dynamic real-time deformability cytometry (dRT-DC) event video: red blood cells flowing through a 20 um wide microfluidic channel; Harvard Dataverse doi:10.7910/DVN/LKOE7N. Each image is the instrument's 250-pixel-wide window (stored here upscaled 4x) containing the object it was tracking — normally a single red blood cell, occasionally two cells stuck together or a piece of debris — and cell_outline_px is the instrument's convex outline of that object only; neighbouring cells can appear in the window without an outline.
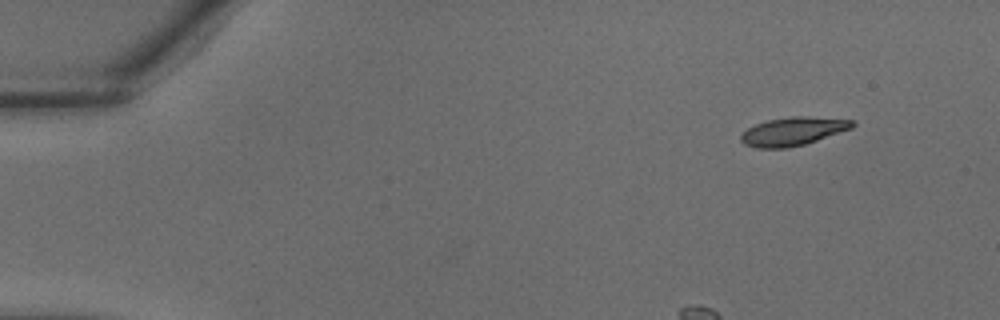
{"species": "common noctule bat (a hibernating species)", "species_latin": "Nyctalus noctula", "temperature_condition": "warm", "stored_images_in_passage": 34, "camera_frame_rate_fps": 3000, "um_per_image_px": 0.085, "animal": {"sex": "male", "body_mass_g": 18.8}, "frame": {"image": 1, "passage_image": 1, "time_ms": 0.0, "image_size_px": [1000, 320], "cell_outline_px": [[856, 124], [852, 128], [804, 144], [788, 148], [756, 148], [744, 144], [740, 140], [740, 136], [748, 128], [756, 124], [768, 120], [792, 116], [804, 116], [852, 120]], "centroid_in_image_um": [67.38, 11.17], "position_along_channel_um": 17.6, "area_um2": 18.21}}
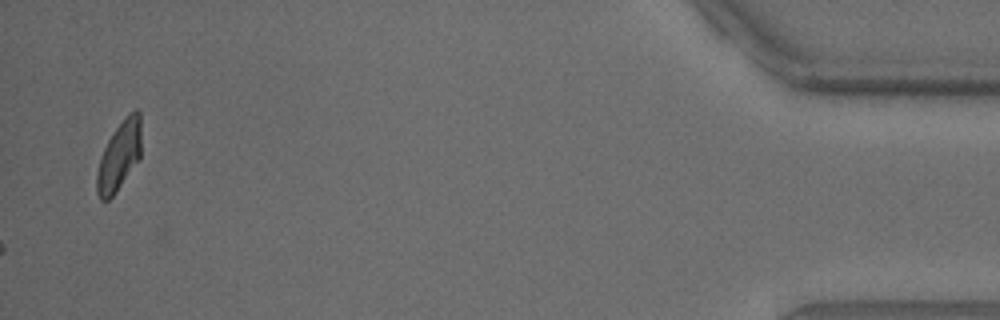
{"frame": {"image": 2, "passage_image": 34, "time_ms": 11.0, "image_size_px": [1000, 320], "cell_outline_px": [[140, 156], [116, 192], [108, 200], [100, 200], [96, 192], [96, 172], [100, 156], [108, 140], [124, 116], [128, 112], [136, 108], [140, 112]], "centroid_in_image_um": [10.11, 13.23], "position_along_channel_um": 425.1, "area_um2": 17.8}}